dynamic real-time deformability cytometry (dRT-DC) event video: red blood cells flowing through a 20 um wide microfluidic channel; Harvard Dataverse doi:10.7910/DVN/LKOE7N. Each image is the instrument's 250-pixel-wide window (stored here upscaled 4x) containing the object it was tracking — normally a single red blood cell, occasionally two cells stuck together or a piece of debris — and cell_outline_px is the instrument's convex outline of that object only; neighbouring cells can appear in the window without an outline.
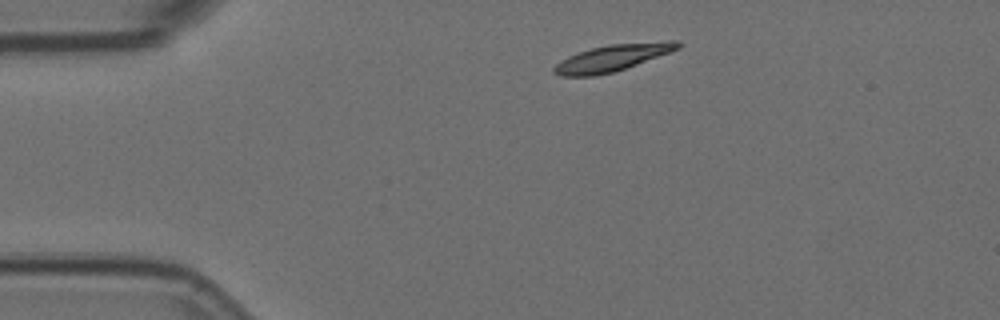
{"species": "Egyptian fruit bat (a non-hibernating species)", "species_latin": "Rousettus aegyptiacus", "temperature_condition": "room temperature", "stored_images_in_passage": 2, "camera_frame_rate_fps": 3000, "um_per_image_px": 0.085, "animal": {"sex": "female"}, "frame": {"image": 1, "passage_image": 1, "time_ms": 0.0, "image_size_px": [1000, 320], "cell_outline_px": [[684, 44], [680, 48], [636, 64], [612, 72], [592, 76], [560, 76], [552, 72], [552, 68], [560, 60], [568, 56], [592, 48], [612, 44], [668, 40], [680, 40]], "centroid_in_image_um": [52.07, 4.9], "position_along_channel_um": 32.9, "area_um2": 19.07}}